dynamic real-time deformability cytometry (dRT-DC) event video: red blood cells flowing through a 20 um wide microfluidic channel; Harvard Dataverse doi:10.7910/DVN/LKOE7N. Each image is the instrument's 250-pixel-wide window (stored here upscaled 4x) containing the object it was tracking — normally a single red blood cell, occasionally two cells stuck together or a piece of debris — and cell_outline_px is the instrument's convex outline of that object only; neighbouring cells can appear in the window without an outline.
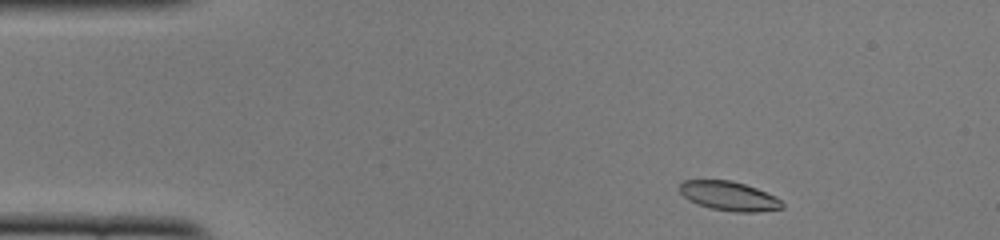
{"species": "common noctule bat (a hibernating species)", "species_latin": "Nyctalus noctula", "temperature_condition": "cold", "stored_images_in_passage": 33, "camera_frame_rate_fps": 3000, "um_per_image_px": 0.085, "animal": {"sex": "female", "body_mass_g": 22.0, "forearm_length_mm": 56.7}, "frame": {"image": 1, "passage_image": 2, "time_ms": 0.333, "image_size_px": [1000, 240], "cell_outline_px": [[784, 208], [756, 212], [736, 212], [712, 208], [696, 204], [688, 200], [680, 192], [680, 184], [684, 180], [732, 180], [756, 188], [776, 196], [784, 204]], "centroid_in_image_um": [61.98, 16.66], "position_along_channel_um": 23.0, "area_um2": 17.46}}
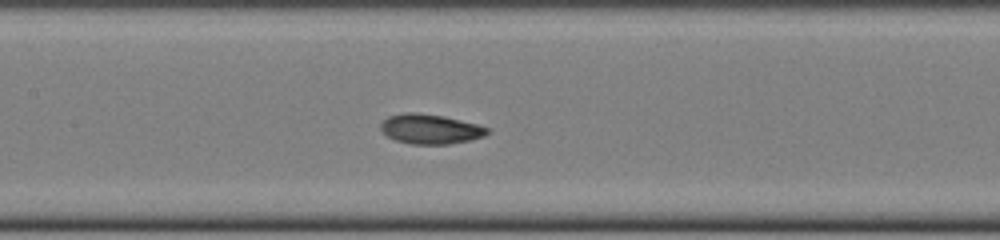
{"frame": {"image": 2, "passage_image": 19, "time_ms": 6.0, "image_size_px": [1000, 240], "cell_outline_px": [[488, 132], [484, 136], [472, 140], [448, 144], [412, 144], [396, 140], [388, 136], [380, 128], [380, 124], [388, 116], [404, 112], [416, 112], [444, 116], [476, 124], [488, 128]], "centroid_in_image_um": [36.56, 10.96], "position_along_channel_um": 170.8, "area_um2": 18.38}}
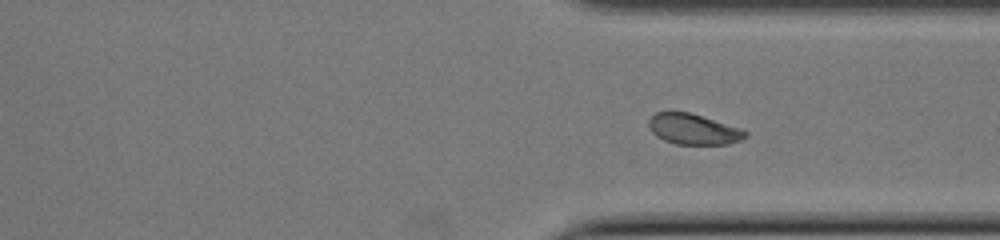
{"frame": {"image": 3, "passage_image": 33, "time_ms": 10.667, "image_size_px": [1000, 240], "cell_outline_px": [[748, 136], [740, 140], [728, 144], [676, 144], [664, 140], [656, 136], [652, 132], [648, 124], [648, 120], [656, 112], [668, 108], [688, 112], [744, 128], [748, 132]], "centroid_in_image_um": [58.93, 10.94], "position_along_channel_um": 352.5, "area_um2": 17.8}}